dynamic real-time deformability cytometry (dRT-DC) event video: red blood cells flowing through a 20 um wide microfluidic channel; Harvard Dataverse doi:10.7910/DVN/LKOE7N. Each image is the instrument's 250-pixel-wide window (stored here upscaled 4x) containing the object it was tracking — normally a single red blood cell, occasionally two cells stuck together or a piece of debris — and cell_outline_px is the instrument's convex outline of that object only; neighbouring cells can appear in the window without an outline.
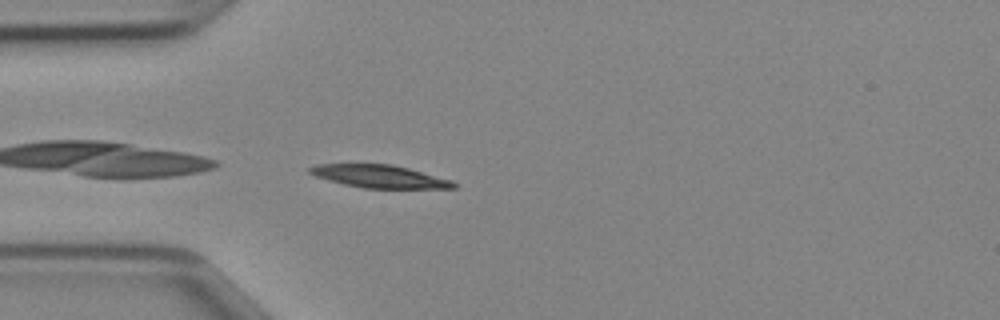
{"species": "Egyptian fruit bat (a non-hibernating species)", "species_latin": "Rousettus aegyptiacus", "temperature_condition": "cold", "stored_images_in_passage": 35, "camera_frame_rate_fps": 3000, "um_per_image_px": 0.085, "animal": {"sex": "female"}, "frame": {"image": 1, "passage_image": 1, "time_ms": 0.0, "image_size_px": [1000, 320], "cell_outline_px": [[460, 184], [456, 188], [364, 188], [344, 184], [316, 176], [308, 172], [308, 168], [316, 164], [392, 164], [408, 168], [452, 180]], "centroid_in_image_um": [32.3, 14.99], "position_along_channel_um": 52.7, "area_um2": 19.02}}
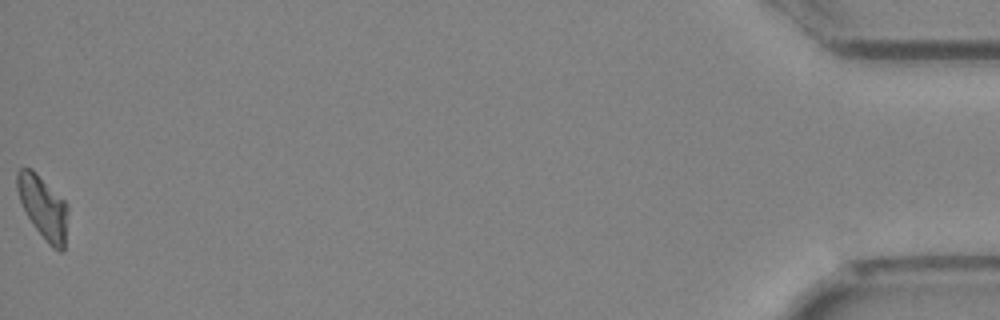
{"frame": {"image": 2, "passage_image": 35, "time_ms": 11.333, "image_size_px": [1000, 320], "cell_outline_px": [[68, 212], [64, 252], [60, 252], [52, 248], [48, 244], [36, 228], [28, 216], [20, 200], [16, 188], [16, 172], [20, 168], [32, 168], [68, 204]], "centroid_in_image_um": [3.68, 17.62], "position_along_channel_um": 431.5, "area_um2": 18.61}}